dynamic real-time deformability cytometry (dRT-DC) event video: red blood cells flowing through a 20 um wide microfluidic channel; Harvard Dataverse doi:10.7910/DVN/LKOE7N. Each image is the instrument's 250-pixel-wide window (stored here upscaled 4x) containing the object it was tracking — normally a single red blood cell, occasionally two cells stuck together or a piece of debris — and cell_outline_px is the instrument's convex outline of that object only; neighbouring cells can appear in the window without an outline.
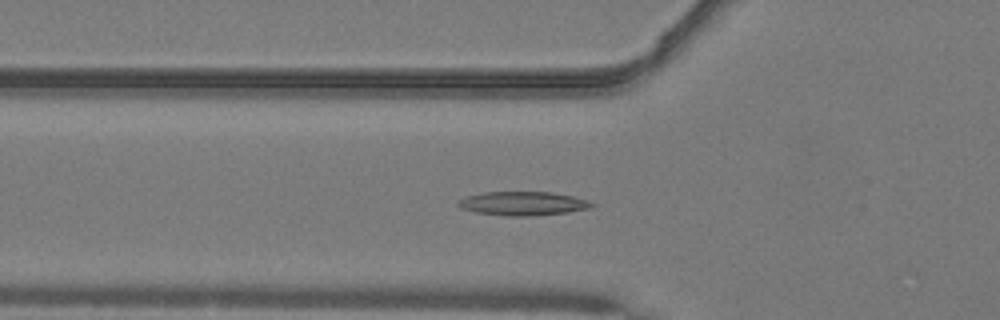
{"species": "common noctule bat (a hibernating species)", "species_latin": "Nyctalus noctula", "temperature_condition": "warm", "stored_images_in_passage": 52, "camera_frame_rate_fps": 3000, "um_per_image_px": 0.085, "animal": {"sex": "male", "body_mass_g": 19.2, "forearm_length_mm": 51.8}, "frame": {"image": 1, "passage_image": 18, "time_ms": 5.667, "image_size_px": [1000, 320], "cell_outline_px": [[596, 204], [588, 208], [568, 212], [532, 216], [504, 216], [476, 212], [460, 208], [456, 204], [456, 200], [464, 196], [484, 192], [552, 192], [572, 196], [588, 200]], "centroid_in_image_um": [44.38, 17.29], "position_along_channel_um": 81.4, "area_um2": 18.73}}
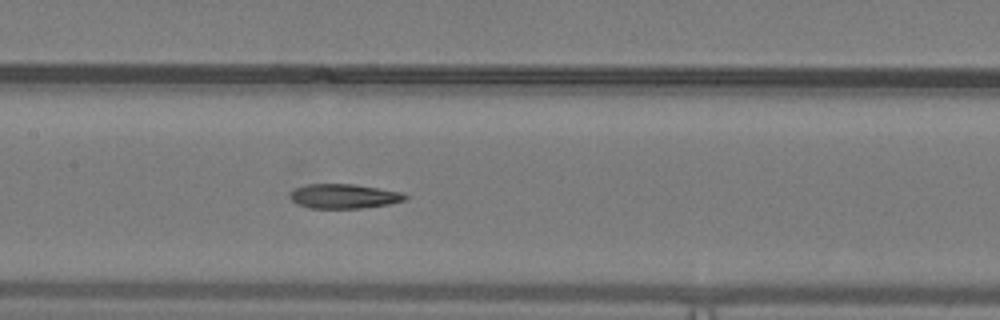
{"frame": {"image": 2, "passage_image": 25, "time_ms": 8.0, "image_size_px": [1000, 320], "cell_outline_px": [[408, 200], [388, 204], [360, 208], [312, 208], [300, 204], [292, 200], [288, 196], [296, 188], [308, 184], [356, 184], [404, 192], [408, 196]], "centroid_in_image_um": [29.31, 16.67], "position_along_channel_um": 178.1, "area_um2": 16.42}}
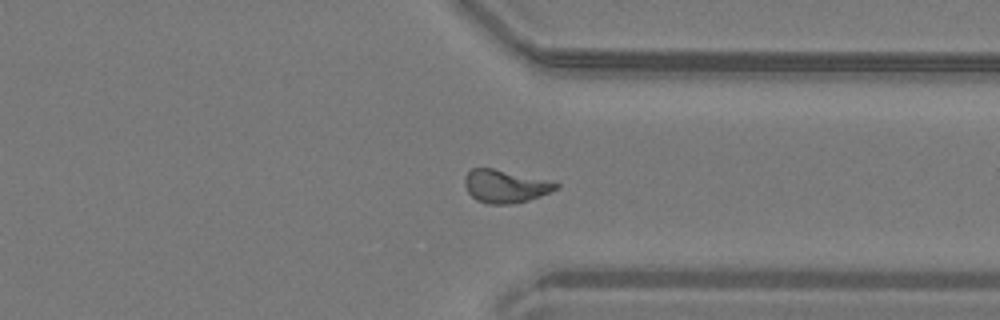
{"frame": {"image": 3, "passage_image": 39, "time_ms": 12.667, "image_size_px": [1000, 320], "cell_outline_px": [[560, 184], [556, 188], [540, 196], [528, 200], [512, 204], [488, 204], [476, 200], [468, 192], [464, 184], [464, 176], [472, 168], [492, 168], [548, 180]], "centroid_in_image_um": [42.9, 15.83], "position_along_channel_um": 368.5, "area_um2": 17.34}, "authors_computed_cell_mechanics": {"area_um2": 17.2244, "velocity_mm_per_s": 4.0922, "shape_relaxation_time_tau1_ms": null, "shape_relaxation_time_tau2_ms": 4.6622, "deformation_change_tau1": null, "deformation_change_tau2": 0.1198}}